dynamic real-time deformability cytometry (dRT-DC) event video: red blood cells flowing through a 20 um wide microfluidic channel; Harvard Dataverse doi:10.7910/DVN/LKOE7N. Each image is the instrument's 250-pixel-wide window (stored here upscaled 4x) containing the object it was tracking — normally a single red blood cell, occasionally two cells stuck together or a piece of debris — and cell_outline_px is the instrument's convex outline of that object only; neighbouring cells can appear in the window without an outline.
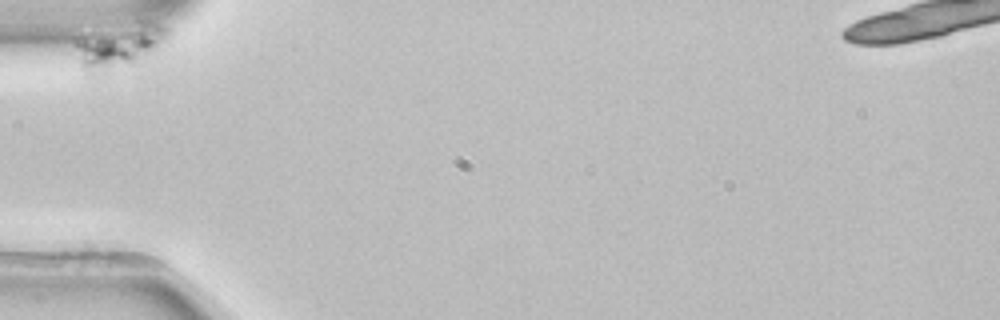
{"species": "common noctule bat (a hibernating species)", "species_latin": "Nyctalus noctula", "temperature_condition": "room temperature", "stored_images_in_passage": 23, "segment_of_instrument_passage": [1, 2], "camera_frame_rate_fps": 3000, "um_per_image_px": 0.085, "animal": {"sex": "female", "body_mass_g": 22.7, "forearm_length_mm": 54.2}, "frame": {"image": 1, "passage_image": 1, "time_ms": 0.0, "image_size_px": [1000, 320], "cell_outline_px": [[164, 32], [156, 44], [136, 64], [108, 84], [88, 84], [84, 80], [72, 44], [72, 40], [140, 20], [156, 24], [164, 28]], "centroid_in_image_um": [9.76, 4.28], "position_along_channel_um": 75.2, "area_um2": 26.07}}
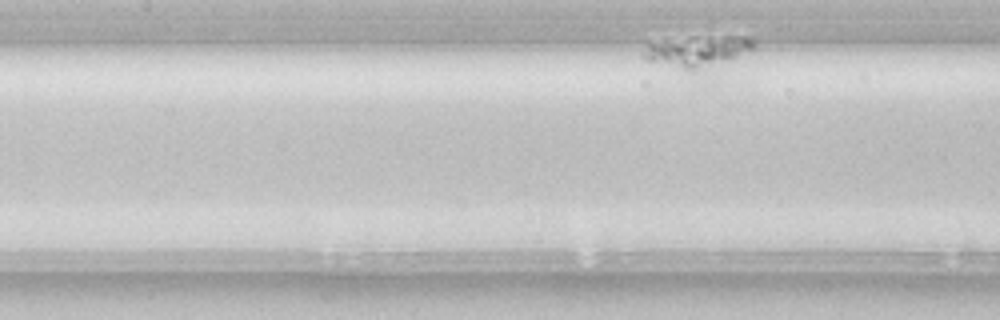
{"frame": {"image": 2, "passage_image": 20, "time_ms": 6.333, "image_size_px": [1000, 320], "cell_outline_px": [[756, 48], [728, 84], [720, 88], [708, 92], [692, 92], [640, 56], [648, 44], [724, 36], [752, 36], [756, 44]], "centroid_in_image_um": [59.62, 5.13], "position_along_channel_um": 147.8, "area_um2": 31.27}}